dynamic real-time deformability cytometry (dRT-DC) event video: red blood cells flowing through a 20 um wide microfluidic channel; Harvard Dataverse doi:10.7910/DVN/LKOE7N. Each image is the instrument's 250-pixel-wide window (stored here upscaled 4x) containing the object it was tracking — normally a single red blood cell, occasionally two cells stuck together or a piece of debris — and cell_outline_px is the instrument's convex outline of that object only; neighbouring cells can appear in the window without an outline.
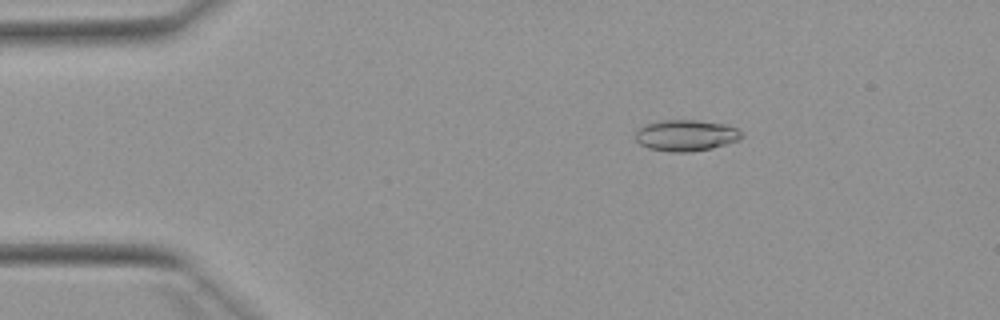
{"species": "Egyptian fruit bat (a non-hibernating species)", "species_latin": "Rousettus aegyptiacus", "temperature_condition": "warm", "stored_images_in_passage": 16, "camera_frame_rate_fps": 3000, "um_per_image_px": 0.085, "animal": {"sex": "female"}, "frame": {"image": 1, "passage_image": 2, "time_ms": 0.333, "image_size_px": [1000, 320], "cell_outline_px": [[744, 136], [740, 140], [712, 148], [692, 152], [668, 152], [648, 148], [640, 144], [636, 140], [636, 132], [644, 124], [660, 120], [696, 120], [724, 124], [736, 128]], "centroid_in_image_um": [58.3, 11.51], "position_along_channel_um": 26.7, "area_um2": 19.42}}
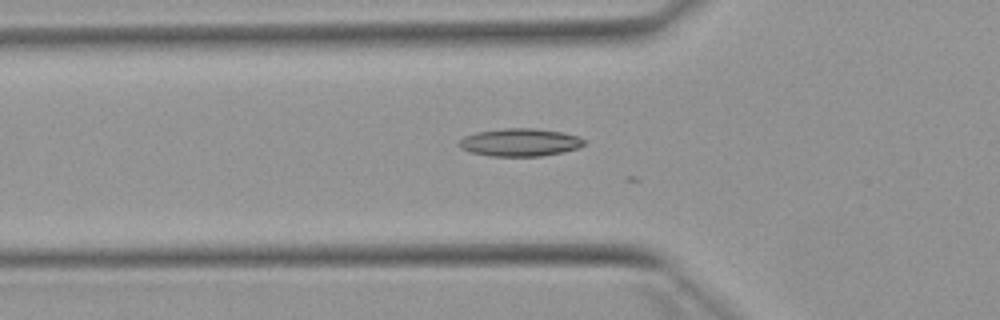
{"frame": {"image": 2, "passage_image": 11, "time_ms": 3.333, "image_size_px": [1000, 320], "cell_outline_px": [[584, 144], [580, 148], [564, 152], [540, 156], [488, 156], [468, 152], [460, 148], [456, 144], [464, 136], [476, 132], [504, 128], [536, 128], [560, 132], [580, 136], [584, 140]], "centroid_in_image_um": [44.17, 12.1], "position_along_channel_um": 81.6, "area_um2": 20.52}}
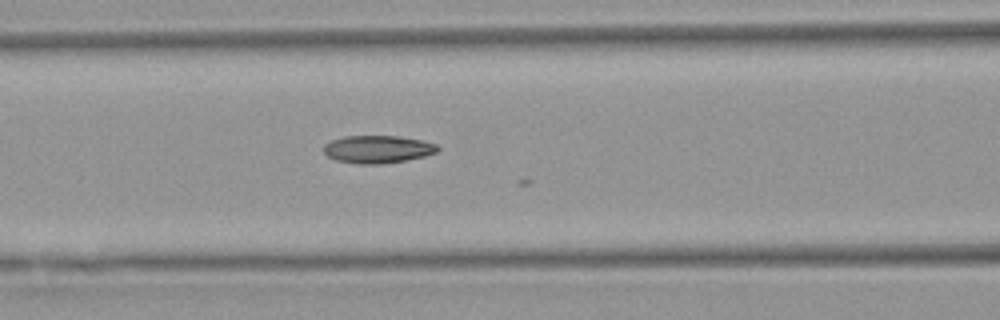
{"frame": {"image": 3, "passage_image": 15, "time_ms": 4.667, "image_size_px": [1000, 320], "cell_outline_px": [[440, 148], [436, 152], [424, 156], [408, 160], [380, 164], [356, 164], [336, 160], [328, 156], [324, 152], [324, 144], [332, 140], [344, 136], [396, 136], [420, 140], [436, 144]], "centroid_in_image_um": [32.09, 12.69], "position_along_channel_um": 134.5, "area_um2": 18.32}}